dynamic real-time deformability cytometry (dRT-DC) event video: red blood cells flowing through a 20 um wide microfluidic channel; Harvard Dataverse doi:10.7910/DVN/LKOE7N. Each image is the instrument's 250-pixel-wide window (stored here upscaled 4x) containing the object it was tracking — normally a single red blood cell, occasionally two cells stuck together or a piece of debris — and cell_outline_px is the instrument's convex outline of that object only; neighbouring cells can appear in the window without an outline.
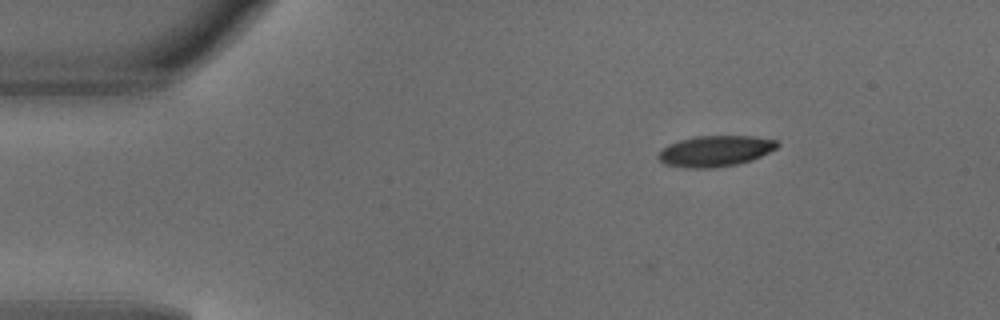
{"species": "common noctule bat (a hibernating species)", "species_latin": "Nyctalus noctula", "temperature_condition": "warm", "stored_images_in_passage": 2, "camera_frame_rate_fps": 3000, "um_per_image_px": 0.085, "animal": {"sex": "male", "body_mass_g": 18.8}, "frame": {"image": 1, "passage_image": 2, "time_ms": 0.333, "image_size_px": [1000, 320], "cell_outline_px": [[780, 144], [776, 148], [752, 160], [736, 164], [712, 168], [684, 168], [664, 164], [656, 156], [668, 144], [680, 140], [696, 136], [752, 136], [776, 140]], "centroid_in_image_um": [60.78, 12.84], "position_along_channel_um": 24.2, "area_um2": 21.33}}